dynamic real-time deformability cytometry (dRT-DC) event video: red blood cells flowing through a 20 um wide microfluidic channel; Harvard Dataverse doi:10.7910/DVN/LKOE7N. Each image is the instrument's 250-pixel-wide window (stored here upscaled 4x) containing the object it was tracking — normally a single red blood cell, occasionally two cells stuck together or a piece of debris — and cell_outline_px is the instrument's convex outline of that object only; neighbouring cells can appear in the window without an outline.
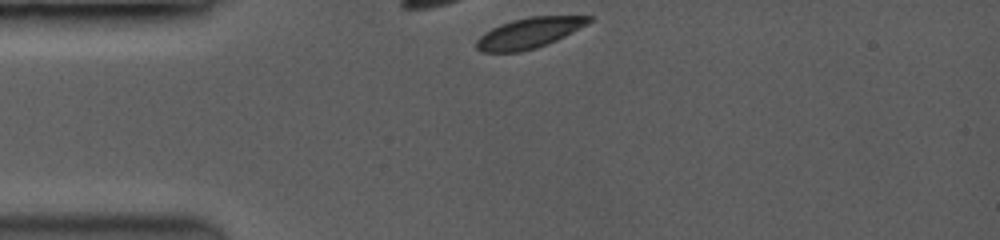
{"species": "common noctule bat (a hibernating species)", "species_latin": "Nyctalus noctula", "temperature_condition": "room temperature", "stored_images_in_passage": 6, "camera_frame_rate_fps": 3500, "um_per_image_px": 0.085, "animal": {"sex": "female", "body_mass_g": 19.0, "forearm_length_mm": 53.3}, "frame": {"image": 1, "passage_image": 1, "time_ms": 0.0, "image_size_px": [1000, 240], "cell_outline_px": [[592, 20], [564, 36], [556, 40], [536, 48], [516, 52], [484, 52], [476, 48], [476, 40], [484, 32], [500, 24], [512, 20], [528, 16], [592, 16]], "centroid_in_image_um": [44.92, 2.8], "position_along_channel_um": 40.1, "area_um2": 19.65}}